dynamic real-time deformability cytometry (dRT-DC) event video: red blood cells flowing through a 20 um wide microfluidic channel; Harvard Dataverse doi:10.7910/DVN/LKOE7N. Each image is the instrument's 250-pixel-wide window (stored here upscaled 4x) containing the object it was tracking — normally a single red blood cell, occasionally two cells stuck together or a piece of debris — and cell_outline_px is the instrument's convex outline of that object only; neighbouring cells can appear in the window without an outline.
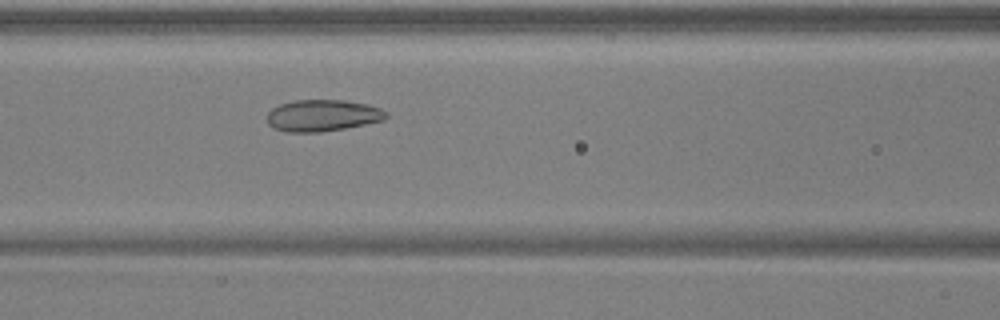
{"species": "common noctule bat (a hibernating species)", "species_latin": "Nyctalus noctula", "temperature_condition": "warm", "stored_images_in_passage": 48, "camera_frame_rate_fps": 3000, "um_per_image_px": 0.085, "animal": {"sex": "male", "body_mass_g": 17.9, "forearm_length_mm": 54.2}, "frame": {"image": 1, "passage_image": 19, "time_ms": 6.0, "image_size_px": [1000, 320], "cell_outline_px": [[388, 116], [384, 120], [344, 128], [320, 132], [288, 132], [276, 128], [268, 124], [268, 112], [272, 108], [280, 104], [296, 100], [344, 100], [368, 104], [380, 108], [388, 112]], "centroid_in_image_um": [27.44, 9.81], "position_along_channel_um": 139.2, "area_um2": 21.85}}
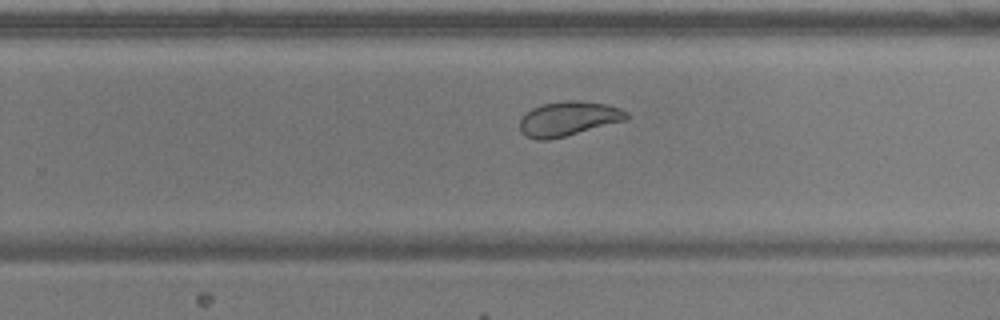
{"frame": {"image": 2, "passage_image": 30, "time_ms": 9.667, "image_size_px": [1000, 320], "cell_outline_px": [[628, 116], [624, 120], [564, 136], [548, 140], [536, 140], [524, 136], [520, 132], [520, 120], [524, 112], [532, 108], [544, 104], [564, 100], [580, 100], [608, 104], [620, 108], [628, 112]], "centroid_in_image_um": [48.26, 10.08], "position_along_channel_um": 281.5, "area_um2": 21.44}}
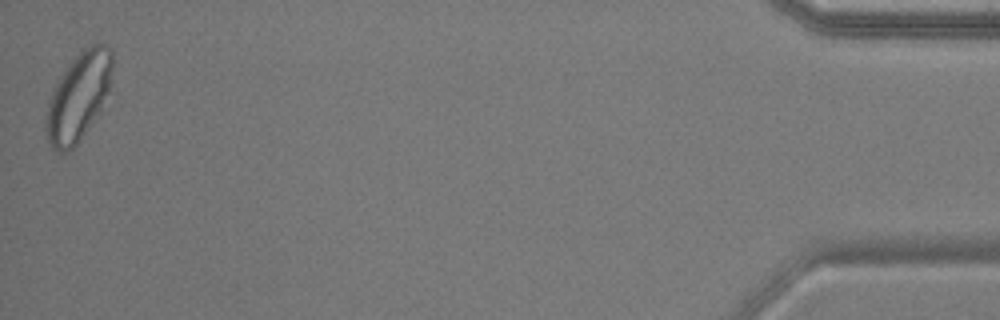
{"frame": {"image": 3, "passage_image": 48, "time_ms": 15.667, "image_size_px": [1000, 320], "cell_outline_px": [[112, 68], [108, 88], [100, 112], [80, 140], [68, 152], [56, 152], [52, 148], [48, 140], [44, 128], [48, 100], [60, 76], [72, 60], [88, 44], [96, 40], [100, 40], [112, 52]], "centroid_in_image_um": [6.66, 8.21], "position_along_channel_um": 428.5, "area_um2": 34.04}, "authors_computed_cell_mechanics": {"area_um2": 25.6343, "velocity_mm_per_s": 3.8895, "shape_relaxation_time_tau1_ms": 2.8949, "shape_relaxation_time_tau2_ms": 1.3969, "deformation_change_tau1": 0.1023, "deformation_change_tau2": 0.0714}}